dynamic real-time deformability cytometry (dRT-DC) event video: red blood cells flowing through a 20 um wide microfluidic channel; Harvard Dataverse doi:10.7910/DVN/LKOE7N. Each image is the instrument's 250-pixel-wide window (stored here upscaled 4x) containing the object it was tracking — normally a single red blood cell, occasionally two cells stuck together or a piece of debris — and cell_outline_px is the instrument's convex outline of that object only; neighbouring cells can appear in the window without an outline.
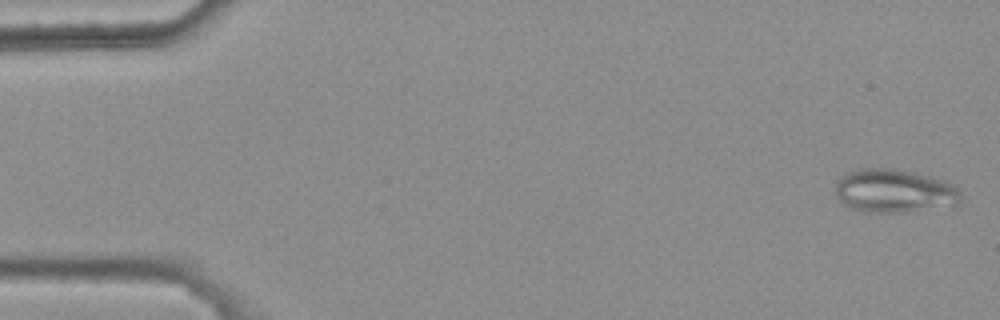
{"species": "common noctule bat (a hibernating species)", "species_latin": "Nyctalus noctula", "temperature_condition": "warm", "stored_images_in_passage": 8, "camera_frame_rate_fps": 3000, "um_per_image_px": 0.085, "animal": {"sex": "female", "body_mass_g": 25.1}, "frame": {"image": 1, "passage_image": 1, "time_ms": 0.0, "image_size_px": [1000, 320], "cell_outline_px": [[960, 200], [956, 204], [908, 212], [876, 212], [852, 208], [844, 204], [836, 196], [836, 184], [840, 176], [848, 172], [860, 168], [892, 168], [912, 172], [928, 176], [952, 184], [960, 192]], "centroid_in_image_um": [75.97, 16.22], "position_along_channel_um": 9.0, "area_um2": 31.27}}
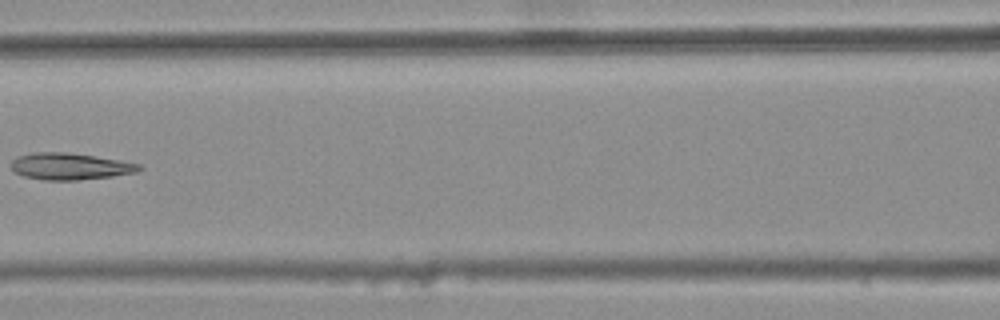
{"frame": {"image": 2, "passage_image": 7, "time_ms": 2.0, "image_size_px": [1000, 320], "cell_outline_px": [[144, 168], [136, 172], [112, 176], [76, 180], [44, 180], [24, 176], [16, 172], [12, 168], [12, 160], [20, 156], [32, 152], [64, 152], [92, 156], [140, 164]], "centroid_in_image_um": [5.94, 14.14], "position_along_channel_um": 160.7, "area_um2": 19.54}}
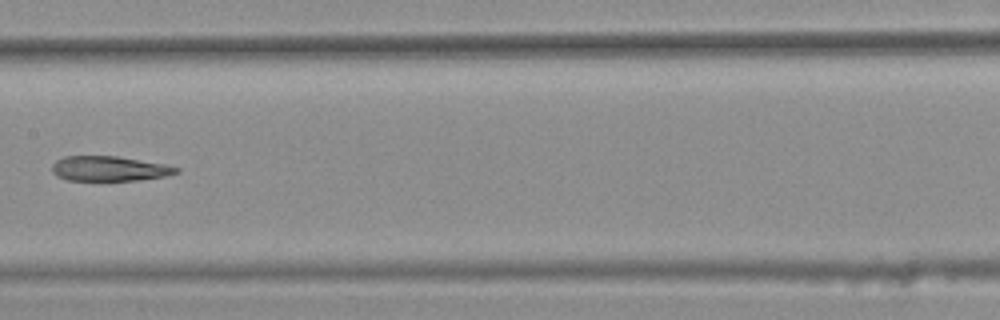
{"frame": {"image": 3, "passage_image": 8, "time_ms": 2.333, "image_size_px": [1000, 320], "cell_outline_px": [[180, 172], [164, 176], [140, 180], [68, 180], [56, 176], [52, 172], [52, 164], [56, 160], [64, 156], [116, 156], [168, 164], [180, 168]], "centroid_in_image_um": [9.31, 14.32], "position_along_channel_um": 198.1, "area_um2": 18.15}}